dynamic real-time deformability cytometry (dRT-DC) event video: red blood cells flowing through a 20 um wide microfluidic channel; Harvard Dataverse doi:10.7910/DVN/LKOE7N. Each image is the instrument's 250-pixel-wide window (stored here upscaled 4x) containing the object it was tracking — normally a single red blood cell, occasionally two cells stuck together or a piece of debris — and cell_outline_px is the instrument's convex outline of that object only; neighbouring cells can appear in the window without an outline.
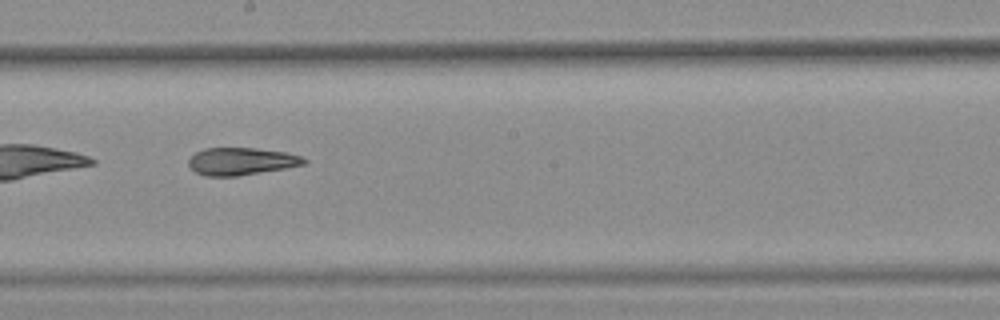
{"species": "common noctule bat (a hibernating species)", "species_latin": "Nyctalus noctula", "temperature_condition": "warm", "stored_images_in_passage": 29, "camera_frame_rate_fps": 3000, "um_per_image_px": 0.085, "animal": {"sex": "female", "body_mass_g": 25.1}, "frame": {"image": 1, "passage_image": 13, "time_ms": 4.0, "image_size_px": [1000, 320], "cell_outline_px": [[308, 160], [304, 164], [284, 168], [236, 176], [204, 176], [196, 172], [188, 164], [188, 160], [196, 152], [204, 148], [256, 148], [284, 152], [300, 156]], "centroid_in_image_um": [20.48, 13.71], "position_along_channel_um": 227.7, "area_um2": 18.21}}